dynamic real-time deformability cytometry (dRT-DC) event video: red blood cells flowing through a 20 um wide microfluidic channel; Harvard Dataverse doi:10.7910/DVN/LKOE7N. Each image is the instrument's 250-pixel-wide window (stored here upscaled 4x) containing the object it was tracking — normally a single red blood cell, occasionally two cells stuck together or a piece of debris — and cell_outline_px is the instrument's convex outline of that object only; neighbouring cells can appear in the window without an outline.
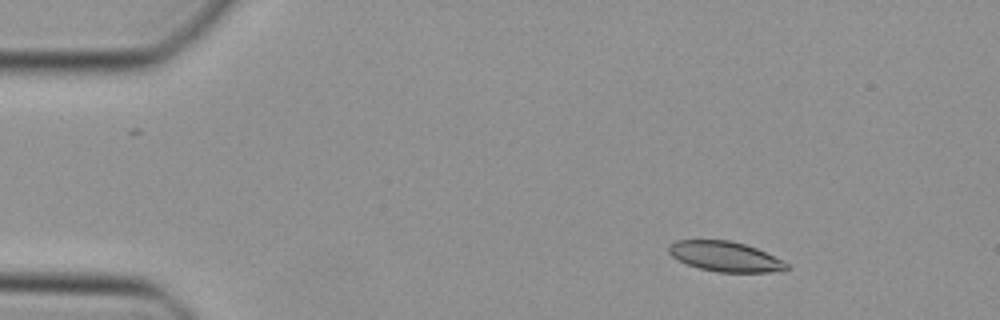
{"species": "Egyptian fruit bat (a non-hibernating species)", "species_latin": "Rousettus aegyptiacus", "temperature_condition": "cold", "stored_images_in_passage": 12, "camera_frame_rate_fps": 3000, "um_per_image_px": 0.085, "animal": {"sex": "female"}, "frame": {"image": 1, "passage_image": 7, "time_ms": 2.0, "image_size_px": [1000, 320], "cell_outline_px": [[788, 268], [784, 272], [720, 272], [700, 268], [688, 264], [672, 256], [668, 252], [668, 248], [676, 240], [728, 240], [744, 244], [756, 248], [788, 264]], "centroid_in_image_um": [61.65, 21.81], "position_along_channel_um": 23.3, "area_um2": 20.29}}